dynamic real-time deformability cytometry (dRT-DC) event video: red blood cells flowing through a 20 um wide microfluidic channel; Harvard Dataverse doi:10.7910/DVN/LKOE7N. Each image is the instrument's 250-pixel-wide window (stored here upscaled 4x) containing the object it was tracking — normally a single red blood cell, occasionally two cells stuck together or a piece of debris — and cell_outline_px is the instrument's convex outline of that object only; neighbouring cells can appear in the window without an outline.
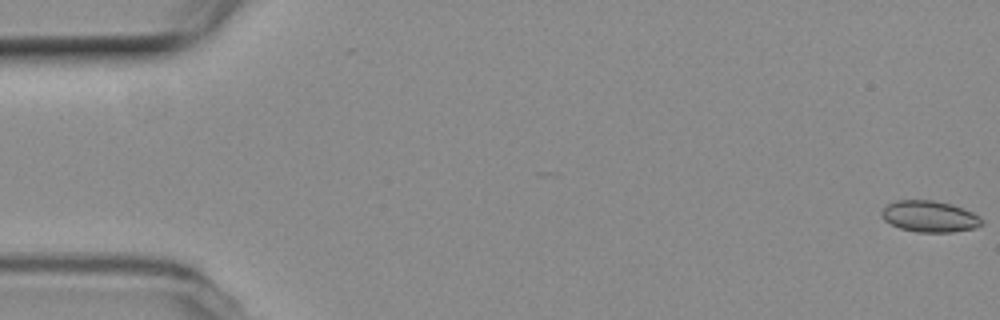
{"species": "common noctule bat (a hibernating species)", "species_latin": "Nyctalus noctula", "temperature_condition": "room temperature", "stored_images_in_passage": 9, "camera_frame_rate_fps": 3000, "um_per_image_px": 0.085, "animal": {"sex": "female", "body_mass_g": 19.3, "forearm_length_mm": 54.1}, "frame": {"image": 1, "passage_image": 1, "time_ms": 0.0, "image_size_px": [1000, 320], "cell_outline_px": [[984, 224], [976, 228], [952, 232], [916, 232], [900, 228], [884, 220], [880, 216], [880, 212], [888, 204], [896, 200], [932, 200], [952, 204], [964, 208], [980, 216], [984, 220]], "centroid_in_image_um": [79.05, 18.4], "position_along_channel_um": 6.0, "area_um2": 18.5}}